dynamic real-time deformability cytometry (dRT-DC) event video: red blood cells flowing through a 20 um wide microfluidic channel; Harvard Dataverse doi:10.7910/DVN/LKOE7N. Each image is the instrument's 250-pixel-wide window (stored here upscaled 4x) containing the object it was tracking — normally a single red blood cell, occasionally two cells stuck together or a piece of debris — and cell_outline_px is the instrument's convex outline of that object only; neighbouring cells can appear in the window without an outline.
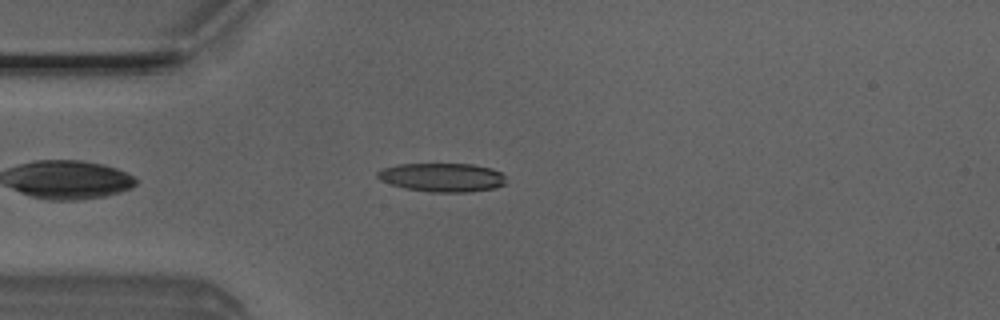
{"species": "Egyptian fruit bat (a non-hibernating species)", "species_latin": "Rousettus aegyptiacus", "temperature_condition": "room temperature", "stored_images_in_passage": 35, "camera_frame_rate_fps": 3000, "um_per_image_px": 0.085, "animal": {"sex": "male"}, "frame": {"image": 1, "passage_image": 5, "time_ms": 1.333, "image_size_px": [1000, 320], "cell_outline_px": [[504, 184], [496, 188], [468, 192], [432, 192], [404, 188], [380, 180], [376, 176], [376, 172], [384, 168], [396, 164], [472, 164], [492, 168], [500, 172], [504, 176]], "centroid_in_image_um": [37.58, 15.07], "position_along_channel_um": 47.4, "area_um2": 21.5}}
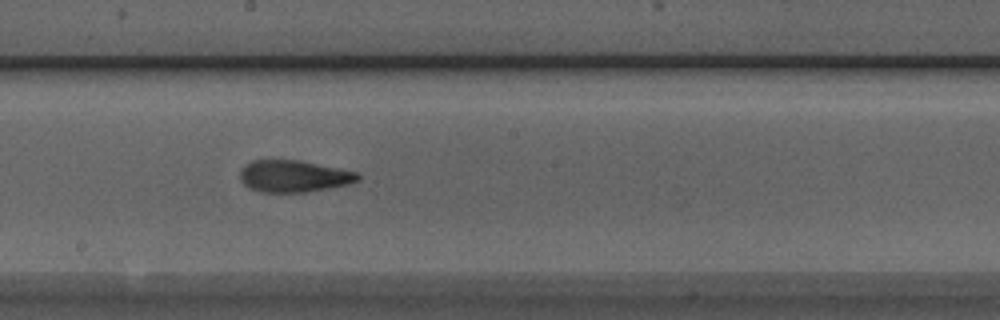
{"frame": {"image": 2, "passage_image": 19, "time_ms": 6.0, "image_size_px": [1000, 320], "cell_outline_px": [[360, 180], [348, 184], [308, 192], [260, 192], [248, 188], [240, 180], [240, 168], [244, 164], [252, 160], [300, 160], [340, 168], [356, 172], [360, 176]], "centroid_in_image_um": [24.93, 14.97], "position_along_channel_um": 223.3, "area_um2": 22.08}}
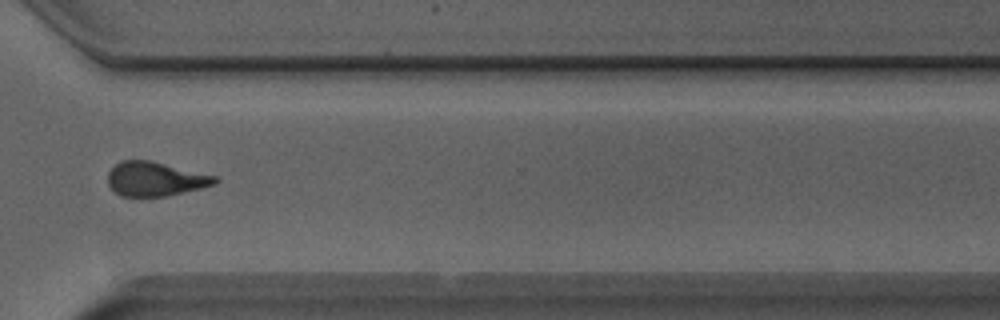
{"frame": {"image": 3, "passage_image": 29, "time_ms": 9.333, "image_size_px": [1000, 320], "cell_outline_px": [[220, 180], [216, 184], [168, 196], [120, 196], [108, 184], [108, 172], [120, 160], [152, 160], [216, 176]], "centroid_in_image_um": [13.21, 15.2], "position_along_channel_um": 357.4, "area_um2": 21.39}, "authors_computed_cell_mechanics": {"area_um2": 22.0218, "velocity_mm_per_s": 4.0304, "shape_relaxation_time_tau1_ms": 6.8487, "shape_relaxation_time_tau2_ms": 1.9666, "deformation_change_tau1": 0.2027, "deformation_change_tau2": 0.1157}}